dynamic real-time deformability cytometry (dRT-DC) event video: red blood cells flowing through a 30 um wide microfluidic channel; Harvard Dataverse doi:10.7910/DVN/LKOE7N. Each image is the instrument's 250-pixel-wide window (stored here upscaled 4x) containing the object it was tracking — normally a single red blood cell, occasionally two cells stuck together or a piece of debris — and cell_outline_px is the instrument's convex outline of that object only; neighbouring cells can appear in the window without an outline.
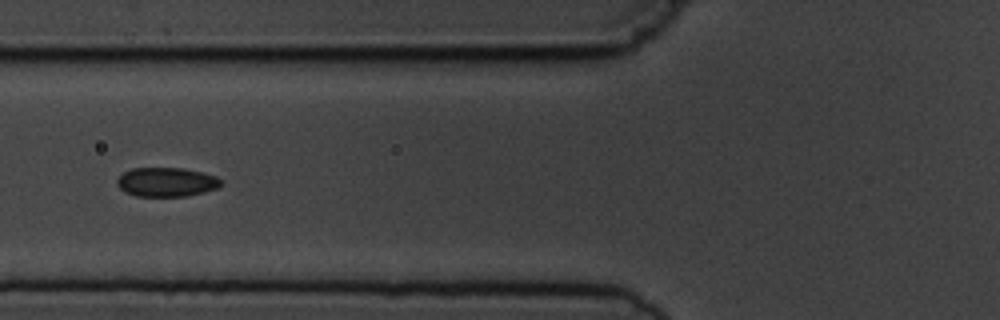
{"species": "common noctule bat (a hibernating species)", "species_latin": "Nyctalus noctula", "temperature_condition": "cold", "stored_images_in_passage": 9, "camera_frame_rate_fps": 3000, "um_per_image_px": 0.085, "animal": {"sex": "male", "body_mass_g": 19.5, "forearm_length_mm": 54.6}, "frame": {"image": 1, "passage_image": 6, "time_ms": 6.667, "image_size_px": [1000, 320], "cell_outline_px": [[220, 188], [204, 192], [184, 196], [136, 196], [124, 192], [116, 184], [116, 180], [124, 172], [132, 168], [184, 168], [216, 176], [220, 180]], "centroid_in_image_um": [14.13, 15.48], "position_along_channel_um": 111.7, "area_um2": 17.63}}
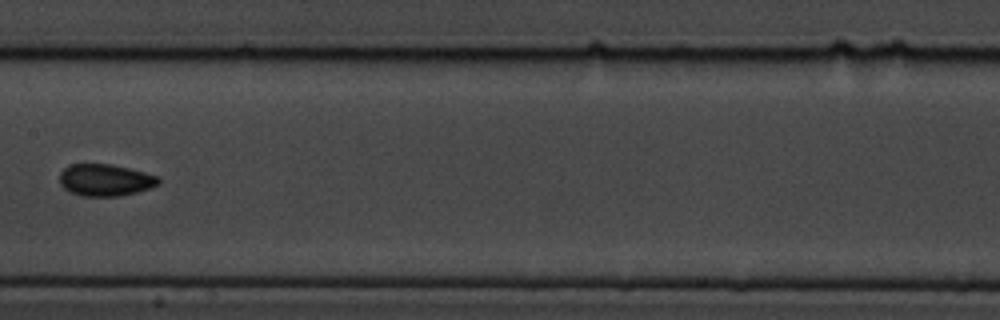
{"frame": {"image": 2, "passage_image": 8, "time_ms": 9.0, "image_size_px": [1000, 320], "cell_outline_px": [[160, 184], [136, 192], [120, 196], [80, 196], [68, 192], [60, 184], [60, 172], [64, 168], [72, 164], [112, 164], [144, 172], [156, 176], [160, 180]], "centroid_in_image_um": [8.91, 15.31], "position_along_channel_um": 198.5, "area_um2": 18.38}}
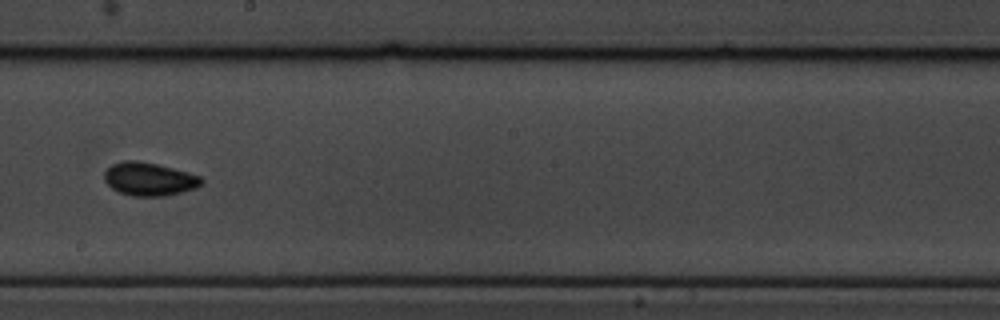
{"frame": {"image": 3, "passage_image": 9, "time_ms": 10.0, "image_size_px": [1000, 320], "cell_outline_px": [[204, 184], [196, 188], [164, 196], [132, 196], [120, 192], [112, 188], [104, 180], [104, 172], [112, 164], [124, 160], [136, 160], [156, 164], [188, 172], [200, 176], [204, 180]], "centroid_in_image_um": [12.69, 15.22], "position_along_channel_um": 235.5, "area_um2": 18.79}}